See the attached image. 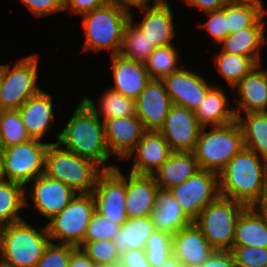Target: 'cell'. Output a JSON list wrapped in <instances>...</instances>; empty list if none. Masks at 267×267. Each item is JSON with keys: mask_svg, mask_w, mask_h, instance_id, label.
I'll use <instances>...</instances> for the list:
<instances>
[{"mask_svg": "<svg viewBox=\"0 0 267 267\" xmlns=\"http://www.w3.org/2000/svg\"><path fill=\"white\" fill-rule=\"evenodd\" d=\"M267 189V160L243 147L219 172L220 196L251 206Z\"/></svg>", "mask_w": 267, "mask_h": 267, "instance_id": "6da1fadb", "label": "cell"}, {"mask_svg": "<svg viewBox=\"0 0 267 267\" xmlns=\"http://www.w3.org/2000/svg\"><path fill=\"white\" fill-rule=\"evenodd\" d=\"M60 147L76 155L92 160L103 170H112L117 165L107 164L111 154L105 142L104 122L82 100L74 110L64 129L56 139Z\"/></svg>", "mask_w": 267, "mask_h": 267, "instance_id": "7a4b0ae2", "label": "cell"}, {"mask_svg": "<svg viewBox=\"0 0 267 267\" xmlns=\"http://www.w3.org/2000/svg\"><path fill=\"white\" fill-rule=\"evenodd\" d=\"M50 237L47 227L33 228L26 220L0 227V263L8 267H36Z\"/></svg>", "mask_w": 267, "mask_h": 267, "instance_id": "3957f363", "label": "cell"}, {"mask_svg": "<svg viewBox=\"0 0 267 267\" xmlns=\"http://www.w3.org/2000/svg\"><path fill=\"white\" fill-rule=\"evenodd\" d=\"M104 170L94 161L80 157L57 142L49 143L44 174L74 189L77 193H92L98 176Z\"/></svg>", "mask_w": 267, "mask_h": 267, "instance_id": "277c9868", "label": "cell"}, {"mask_svg": "<svg viewBox=\"0 0 267 267\" xmlns=\"http://www.w3.org/2000/svg\"><path fill=\"white\" fill-rule=\"evenodd\" d=\"M81 16L86 35L84 50L96 52L107 49L112 51L111 55L120 53L124 28L130 21L129 13L108 2Z\"/></svg>", "mask_w": 267, "mask_h": 267, "instance_id": "5b68a950", "label": "cell"}, {"mask_svg": "<svg viewBox=\"0 0 267 267\" xmlns=\"http://www.w3.org/2000/svg\"><path fill=\"white\" fill-rule=\"evenodd\" d=\"M206 129L202 127L193 152L200 169L219 173L244 147L242 131L236 120Z\"/></svg>", "mask_w": 267, "mask_h": 267, "instance_id": "8992f818", "label": "cell"}, {"mask_svg": "<svg viewBox=\"0 0 267 267\" xmlns=\"http://www.w3.org/2000/svg\"><path fill=\"white\" fill-rule=\"evenodd\" d=\"M246 207L241 202L219 196L202 209L193 223L215 250L230 251L233 247L236 221Z\"/></svg>", "mask_w": 267, "mask_h": 267, "instance_id": "52a82bcc", "label": "cell"}, {"mask_svg": "<svg viewBox=\"0 0 267 267\" xmlns=\"http://www.w3.org/2000/svg\"><path fill=\"white\" fill-rule=\"evenodd\" d=\"M49 143L37 139L0 149L1 179L19 183L24 187L45 170V157Z\"/></svg>", "mask_w": 267, "mask_h": 267, "instance_id": "ba28073f", "label": "cell"}, {"mask_svg": "<svg viewBox=\"0 0 267 267\" xmlns=\"http://www.w3.org/2000/svg\"><path fill=\"white\" fill-rule=\"evenodd\" d=\"M95 212L92 193H78L71 202L47 223L50 241L79 246Z\"/></svg>", "mask_w": 267, "mask_h": 267, "instance_id": "9c48e42d", "label": "cell"}, {"mask_svg": "<svg viewBox=\"0 0 267 267\" xmlns=\"http://www.w3.org/2000/svg\"><path fill=\"white\" fill-rule=\"evenodd\" d=\"M37 55H30L17 61L13 68L1 65L2 85L0 92L1 110H18L41 88L37 84Z\"/></svg>", "mask_w": 267, "mask_h": 267, "instance_id": "30bf717a", "label": "cell"}, {"mask_svg": "<svg viewBox=\"0 0 267 267\" xmlns=\"http://www.w3.org/2000/svg\"><path fill=\"white\" fill-rule=\"evenodd\" d=\"M169 191L182 206L184 213L194 221L206 205L220 196L219 173L200 169Z\"/></svg>", "mask_w": 267, "mask_h": 267, "instance_id": "8fae6325", "label": "cell"}, {"mask_svg": "<svg viewBox=\"0 0 267 267\" xmlns=\"http://www.w3.org/2000/svg\"><path fill=\"white\" fill-rule=\"evenodd\" d=\"M95 211L120 227L128 219L126 214V176L119 167L104 170L97 178L92 192Z\"/></svg>", "mask_w": 267, "mask_h": 267, "instance_id": "7c38bea8", "label": "cell"}, {"mask_svg": "<svg viewBox=\"0 0 267 267\" xmlns=\"http://www.w3.org/2000/svg\"><path fill=\"white\" fill-rule=\"evenodd\" d=\"M201 129L193 111L173 104L159 132L172 151H194Z\"/></svg>", "mask_w": 267, "mask_h": 267, "instance_id": "4fadbf2b", "label": "cell"}, {"mask_svg": "<svg viewBox=\"0 0 267 267\" xmlns=\"http://www.w3.org/2000/svg\"><path fill=\"white\" fill-rule=\"evenodd\" d=\"M27 196L47 220L52 219L78 194L74 189L46 174L36 177Z\"/></svg>", "mask_w": 267, "mask_h": 267, "instance_id": "5bb4252c", "label": "cell"}, {"mask_svg": "<svg viewBox=\"0 0 267 267\" xmlns=\"http://www.w3.org/2000/svg\"><path fill=\"white\" fill-rule=\"evenodd\" d=\"M172 103L191 111L200 106L213 87L197 73L180 68L162 79Z\"/></svg>", "mask_w": 267, "mask_h": 267, "instance_id": "9a60e30c", "label": "cell"}, {"mask_svg": "<svg viewBox=\"0 0 267 267\" xmlns=\"http://www.w3.org/2000/svg\"><path fill=\"white\" fill-rule=\"evenodd\" d=\"M172 105L163 81L151 79L135 100L136 116L146 130L159 131Z\"/></svg>", "mask_w": 267, "mask_h": 267, "instance_id": "2e32d148", "label": "cell"}, {"mask_svg": "<svg viewBox=\"0 0 267 267\" xmlns=\"http://www.w3.org/2000/svg\"><path fill=\"white\" fill-rule=\"evenodd\" d=\"M105 142L111 155L125 159L147 131L136 116L104 121Z\"/></svg>", "mask_w": 267, "mask_h": 267, "instance_id": "e0dca14e", "label": "cell"}, {"mask_svg": "<svg viewBox=\"0 0 267 267\" xmlns=\"http://www.w3.org/2000/svg\"><path fill=\"white\" fill-rule=\"evenodd\" d=\"M172 152L159 131L147 130L126 159L135 156L130 172L152 175L169 158Z\"/></svg>", "mask_w": 267, "mask_h": 267, "instance_id": "ac0fdd59", "label": "cell"}, {"mask_svg": "<svg viewBox=\"0 0 267 267\" xmlns=\"http://www.w3.org/2000/svg\"><path fill=\"white\" fill-rule=\"evenodd\" d=\"M144 18L136 27L143 33L149 42L155 47L173 45L175 37L173 15L171 7L166 0H161L156 5L142 9Z\"/></svg>", "mask_w": 267, "mask_h": 267, "instance_id": "d6986e66", "label": "cell"}, {"mask_svg": "<svg viewBox=\"0 0 267 267\" xmlns=\"http://www.w3.org/2000/svg\"><path fill=\"white\" fill-rule=\"evenodd\" d=\"M111 62L115 85L110 89L136 100L151 81L145 63L130 60L120 54L111 55Z\"/></svg>", "mask_w": 267, "mask_h": 267, "instance_id": "ffe728a7", "label": "cell"}, {"mask_svg": "<svg viewBox=\"0 0 267 267\" xmlns=\"http://www.w3.org/2000/svg\"><path fill=\"white\" fill-rule=\"evenodd\" d=\"M214 251L194 223L172 235V254L183 266L201 267Z\"/></svg>", "mask_w": 267, "mask_h": 267, "instance_id": "44dd1931", "label": "cell"}, {"mask_svg": "<svg viewBox=\"0 0 267 267\" xmlns=\"http://www.w3.org/2000/svg\"><path fill=\"white\" fill-rule=\"evenodd\" d=\"M159 187L153 175L129 172L126 176V214L128 218L151 214Z\"/></svg>", "mask_w": 267, "mask_h": 267, "instance_id": "7402d4cb", "label": "cell"}, {"mask_svg": "<svg viewBox=\"0 0 267 267\" xmlns=\"http://www.w3.org/2000/svg\"><path fill=\"white\" fill-rule=\"evenodd\" d=\"M261 61L247 75H245L234 87L231 93L238 92L239 99L234 106L235 114L267 112V78L261 68ZM261 68V70H259ZM234 89H236L234 91Z\"/></svg>", "mask_w": 267, "mask_h": 267, "instance_id": "603a6c76", "label": "cell"}, {"mask_svg": "<svg viewBox=\"0 0 267 267\" xmlns=\"http://www.w3.org/2000/svg\"><path fill=\"white\" fill-rule=\"evenodd\" d=\"M18 112L31 139L41 141L55 121L52 96L43 90L30 97Z\"/></svg>", "mask_w": 267, "mask_h": 267, "instance_id": "cb8c5ba5", "label": "cell"}, {"mask_svg": "<svg viewBox=\"0 0 267 267\" xmlns=\"http://www.w3.org/2000/svg\"><path fill=\"white\" fill-rule=\"evenodd\" d=\"M156 230L173 235L190 226L193 221L184 213L182 206L169 190L159 189L150 214Z\"/></svg>", "mask_w": 267, "mask_h": 267, "instance_id": "d4e9b609", "label": "cell"}, {"mask_svg": "<svg viewBox=\"0 0 267 267\" xmlns=\"http://www.w3.org/2000/svg\"><path fill=\"white\" fill-rule=\"evenodd\" d=\"M200 170L193 151H173L152 174L160 189L169 190Z\"/></svg>", "mask_w": 267, "mask_h": 267, "instance_id": "484cf974", "label": "cell"}, {"mask_svg": "<svg viewBox=\"0 0 267 267\" xmlns=\"http://www.w3.org/2000/svg\"><path fill=\"white\" fill-rule=\"evenodd\" d=\"M262 17L255 25L229 34L219 45L222 51L252 58L257 64L261 61L260 50L266 44Z\"/></svg>", "mask_w": 267, "mask_h": 267, "instance_id": "4316f807", "label": "cell"}, {"mask_svg": "<svg viewBox=\"0 0 267 267\" xmlns=\"http://www.w3.org/2000/svg\"><path fill=\"white\" fill-rule=\"evenodd\" d=\"M228 107V99L223 90L213 86L193 113L202 127L219 126L236 120L234 109Z\"/></svg>", "mask_w": 267, "mask_h": 267, "instance_id": "83f0119b", "label": "cell"}, {"mask_svg": "<svg viewBox=\"0 0 267 267\" xmlns=\"http://www.w3.org/2000/svg\"><path fill=\"white\" fill-rule=\"evenodd\" d=\"M233 246L267 248V223L251 206L236 221Z\"/></svg>", "mask_w": 267, "mask_h": 267, "instance_id": "f1b7e54d", "label": "cell"}, {"mask_svg": "<svg viewBox=\"0 0 267 267\" xmlns=\"http://www.w3.org/2000/svg\"><path fill=\"white\" fill-rule=\"evenodd\" d=\"M155 230L150 215L128 218L119 228L113 241L120 254L127 249H145L148 237Z\"/></svg>", "mask_w": 267, "mask_h": 267, "instance_id": "f546056e", "label": "cell"}, {"mask_svg": "<svg viewBox=\"0 0 267 267\" xmlns=\"http://www.w3.org/2000/svg\"><path fill=\"white\" fill-rule=\"evenodd\" d=\"M244 142V147L253 150L267 160V112L235 114Z\"/></svg>", "mask_w": 267, "mask_h": 267, "instance_id": "4dcf8cb0", "label": "cell"}, {"mask_svg": "<svg viewBox=\"0 0 267 267\" xmlns=\"http://www.w3.org/2000/svg\"><path fill=\"white\" fill-rule=\"evenodd\" d=\"M26 187L9 180L0 179V227L22 221V208L29 205Z\"/></svg>", "mask_w": 267, "mask_h": 267, "instance_id": "1f68e13d", "label": "cell"}, {"mask_svg": "<svg viewBox=\"0 0 267 267\" xmlns=\"http://www.w3.org/2000/svg\"><path fill=\"white\" fill-rule=\"evenodd\" d=\"M266 13L261 0H229L226 3L229 34L255 25Z\"/></svg>", "mask_w": 267, "mask_h": 267, "instance_id": "d6a6232c", "label": "cell"}, {"mask_svg": "<svg viewBox=\"0 0 267 267\" xmlns=\"http://www.w3.org/2000/svg\"><path fill=\"white\" fill-rule=\"evenodd\" d=\"M106 91L103 96H101L99 109L91 98L88 96L83 98V101L91 108L96 116L99 119L102 117V122L109 119L124 118L136 115L134 99L125 97L124 95L112 89H108Z\"/></svg>", "mask_w": 267, "mask_h": 267, "instance_id": "836d02e7", "label": "cell"}, {"mask_svg": "<svg viewBox=\"0 0 267 267\" xmlns=\"http://www.w3.org/2000/svg\"><path fill=\"white\" fill-rule=\"evenodd\" d=\"M130 13V21L124 28L120 55L130 60L145 63L155 50V47L144 37L143 33L134 25Z\"/></svg>", "mask_w": 267, "mask_h": 267, "instance_id": "e575fe53", "label": "cell"}, {"mask_svg": "<svg viewBox=\"0 0 267 267\" xmlns=\"http://www.w3.org/2000/svg\"><path fill=\"white\" fill-rule=\"evenodd\" d=\"M214 64L230 87H234L258 64L250 57L220 51Z\"/></svg>", "mask_w": 267, "mask_h": 267, "instance_id": "d590c367", "label": "cell"}, {"mask_svg": "<svg viewBox=\"0 0 267 267\" xmlns=\"http://www.w3.org/2000/svg\"><path fill=\"white\" fill-rule=\"evenodd\" d=\"M18 110H0V149L30 140Z\"/></svg>", "mask_w": 267, "mask_h": 267, "instance_id": "8d00e7d4", "label": "cell"}, {"mask_svg": "<svg viewBox=\"0 0 267 267\" xmlns=\"http://www.w3.org/2000/svg\"><path fill=\"white\" fill-rule=\"evenodd\" d=\"M177 48L174 45L157 47L145 62L151 79L162 80L165 76L179 70Z\"/></svg>", "mask_w": 267, "mask_h": 267, "instance_id": "74e56055", "label": "cell"}, {"mask_svg": "<svg viewBox=\"0 0 267 267\" xmlns=\"http://www.w3.org/2000/svg\"><path fill=\"white\" fill-rule=\"evenodd\" d=\"M78 247H81L96 266L112 267L120 262V253L113 240L83 241Z\"/></svg>", "mask_w": 267, "mask_h": 267, "instance_id": "f35d334b", "label": "cell"}, {"mask_svg": "<svg viewBox=\"0 0 267 267\" xmlns=\"http://www.w3.org/2000/svg\"><path fill=\"white\" fill-rule=\"evenodd\" d=\"M145 252L151 267L161 266L172 254V235L155 230L147 239Z\"/></svg>", "mask_w": 267, "mask_h": 267, "instance_id": "ab89813d", "label": "cell"}, {"mask_svg": "<svg viewBox=\"0 0 267 267\" xmlns=\"http://www.w3.org/2000/svg\"><path fill=\"white\" fill-rule=\"evenodd\" d=\"M75 245L49 242L36 267H68Z\"/></svg>", "mask_w": 267, "mask_h": 267, "instance_id": "60d3db41", "label": "cell"}, {"mask_svg": "<svg viewBox=\"0 0 267 267\" xmlns=\"http://www.w3.org/2000/svg\"><path fill=\"white\" fill-rule=\"evenodd\" d=\"M230 251L236 267H267V248L233 246Z\"/></svg>", "mask_w": 267, "mask_h": 267, "instance_id": "b9f144b4", "label": "cell"}, {"mask_svg": "<svg viewBox=\"0 0 267 267\" xmlns=\"http://www.w3.org/2000/svg\"><path fill=\"white\" fill-rule=\"evenodd\" d=\"M120 226L94 212L84 236V241L113 240Z\"/></svg>", "mask_w": 267, "mask_h": 267, "instance_id": "7bdbcfd3", "label": "cell"}, {"mask_svg": "<svg viewBox=\"0 0 267 267\" xmlns=\"http://www.w3.org/2000/svg\"><path fill=\"white\" fill-rule=\"evenodd\" d=\"M209 19L199 27H203L209 32L215 43L220 44L228 35V20L226 19V5L219 10L206 13Z\"/></svg>", "mask_w": 267, "mask_h": 267, "instance_id": "ee69618b", "label": "cell"}, {"mask_svg": "<svg viewBox=\"0 0 267 267\" xmlns=\"http://www.w3.org/2000/svg\"><path fill=\"white\" fill-rule=\"evenodd\" d=\"M36 17L50 15L64 11V4L60 0H19Z\"/></svg>", "mask_w": 267, "mask_h": 267, "instance_id": "f6af8a7d", "label": "cell"}, {"mask_svg": "<svg viewBox=\"0 0 267 267\" xmlns=\"http://www.w3.org/2000/svg\"><path fill=\"white\" fill-rule=\"evenodd\" d=\"M119 264L122 267H151L145 249H127L120 254Z\"/></svg>", "mask_w": 267, "mask_h": 267, "instance_id": "bcb514c9", "label": "cell"}, {"mask_svg": "<svg viewBox=\"0 0 267 267\" xmlns=\"http://www.w3.org/2000/svg\"><path fill=\"white\" fill-rule=\"evenodd\" d=\"M108 2L109 0H67L64 3V10L68 9L69 13L83 15L106 5Z\"/></svg>", "mask_w": 267, "mask_h": 267, "instance_id": "7dc6e473", "label": "cell"}, {"mask_svg": "<svg viewBox=\"0 0 267 267\" xmlns=\"http://www.w3.org/2000/svg\"><path fill=\"white\" fill-rule=\"evenodd\" d=\"M201 267H236L231 251L215 250Z\"/></svg>", "mask_w": 267, "mask_h": 267, "instance_id": "c3c4849f", "label": "cell"}, {"mask_svg": "<svg viewBox=\"0 0 267 267\" xmlns=\"http://www.w3.org/2000/svg\"><path fill=\"white\" fill-rule=\"evenodd\" d=\"M185 4L196 6L205 13L222 9L229 0H184Z\"/></svg>", "mask_w": 267, "mask_h": 267, "instance_id": "681fc988", "label": "cell"}, {"mask_svg": "<svg viewBox=\"0 0 267 267\" xmlns=\"http://www.w3.org/2000/svg\"><path fill=\"white\" fill-rule=\"evenodd\" d=\"M68 267H96V265L81 249V247L76 246L72 250Z\"/></svg>", "mask_w": 267, "mask_h": 267, "instance_id": "f907efd6", "label": "cell"}, {"mask_svg": "<svg viewBox=\"0 0 267 267\" xmlns=\"http://www.w3.org/2000/svg\"><path fill=\"white\" fill-rule=\"evenodd\" d=\"M161 0H152V4L156 5L160 2ZM109 2L114 3L117 5L119 8H121L123 11L127 12L130 14V7H138L142 9L151 7L149 3H151L150 0H109Z\"/></svg>", "mask_w": 267, "mask_h": 267, "instance_id": "816d5d0a", "label": "cell"}, {"mask_svg": "<svg viewBox=\"0 0 267 267\" xmlns=\"http://www.w3.org/2000/svg\"><path fill=\"white\" fill-rule=\"evenodd\" d=\"M251 207L263 218L267 223V189L262 195L251 205Z\"/></svg>", "mask_w": 267, "mask_h": 267, "instance_id": "f5cc1de1", "label": "cell"}, {"mask_svg": "<svg viewBox=\"0 0 267 267\" xmlns=\"http://www.w3.org/2000/svg\"><path fill=\"white\" fill-rule=\"evenodd\" d=\"M159 267H183L181 261L173 254Z\"/></svg>", "mask_w": 267, "mask_h": 267, "instance_id": "db71d44e", "label": "cell"}, {"mask_svg": "<svg viewBox=\"0 0 267 267\" xmlns=\"http://www.w3.org/2000/svg\"><path fill=\"white\" fill-rule=\"evenodd\" d=\"M1 85H2V74H1V64H0V92H1ZM0 110H1V101H0Z\"/></svg>", "mask_w": 267, "mask_h": 267, "instance_id": "11a10c76", "label": "cell"}, {"mask_svg": "<svg viewBox=\"0 0 267 267\" xmlns=\"http://www.w3.org/2000/svg\"><path fill=\"white\" fill-rule=\"evenodd\" d=\"M263 72H264V74H265V76L267 78V70L266 69H263Z\"/></svg>", "mask_w": 267, "mask_h": 267, "instance_id": "9f6ffc18", "label": "cell"}, {"mask_svg": "<svg viewBox=\"0 0 267 267\" xmlns=\"http://www.w3.org/2000/svg\"><path fill=\"white\" fill-rule=\"evenodd\" d=\"M112 267H122L120 264L113 265Z\"/></svg>", "mask_w": 267, "mask_h": 267, "instance_id": "6f0895ef", "label": "cell"}, {"mask_svg": "<svg viewBox=\"0 0 267 267\" xmlns=\"http://www.w3.org/2000/svg\"><path fill=\"white\" fill-rule=\"evenodd\" d=\"M0 267H8V266H5V265H3V264L0 263Z\"/></svg>", "mask_w": 267, "mask_h": 267, "instance_id": "680465c9", "label": "cell"}, {"mask_svg": "<svg viewBox=\"0 0 267 267\" xmlns=\"http://www.w3.org/2000/svg\"><path fill=\"white\" fill-rule=\"evenodd\" d=\"M63 4L67 1V0H60Z\"/></svg>", "mask_w": 267, "mask_h": 267, "instance_id": "91938a15", "label": "cell"}]
</instances>
